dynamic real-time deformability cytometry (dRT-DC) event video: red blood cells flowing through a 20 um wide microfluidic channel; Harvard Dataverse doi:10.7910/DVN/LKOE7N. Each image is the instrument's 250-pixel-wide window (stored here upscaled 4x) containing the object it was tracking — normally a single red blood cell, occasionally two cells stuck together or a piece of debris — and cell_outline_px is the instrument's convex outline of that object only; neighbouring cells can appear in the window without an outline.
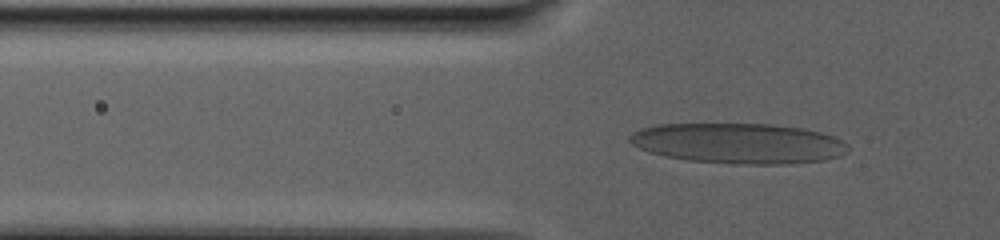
{"species": "human", "species_latin": "Homo sapiens", "temperature_condition": "warm", "stored_images_in_passage": 108, "camera_frame_rate_fps": 3000, "um_per_image_px": 0.085, "donor": {"sex": "male"}, "frame": {"image": 1, "passage_image": 47, "time_ms": 10.333, "image_size_px": [1000, 240], "cell_outline_px": [[848, 152], [840, 156], [824, 160], [788, 164], [736, 164], [688, 160], [664, 156], [648, 152], [632, 144], [628, 140], [628, 136], [632, 132], [640, 128], [656, 124], [772, 124], [800, 128], [820, 132], [832, 136], [848, 144]], "centroid_in_image_um": [62.74, 12.18], "position_along_channel_um": 63.1, "area_um2": 51.56}}
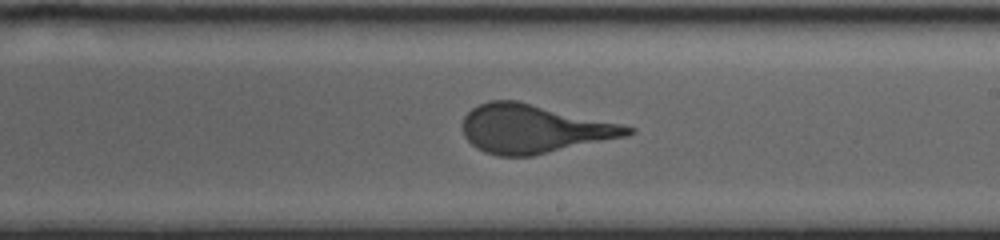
{"frame": {"image": 2, "passage_image": 85, "time_ms": 18.333, "image_size_px": [1000, 240], "cell_outline_px": [[636, 132], [628, 136], [532, 156], [496, 156], [484, 152], [476, 148], [464, 136], [460, 124], [464, 116], [472, 108], [488, 100], [516, 100], [620, 124], [636, 128]], "centroid_in_image_um": [45.34, 10.96], "position_along_channel_um": 243.7, "area_um2": 46.76}}
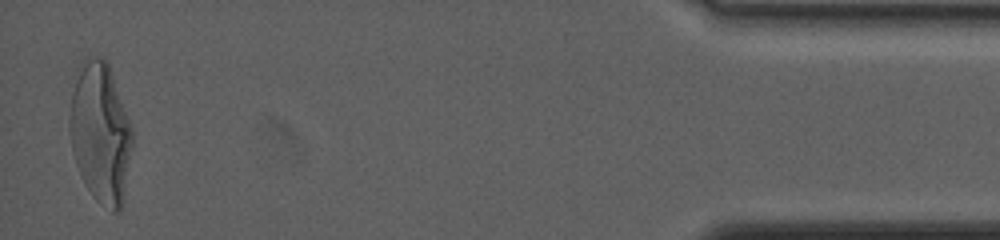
{"frame": {"image": 3, "passage_image": 108, "time_ms": 29.0, "image_size_px": [1000, 240], "cell_outline_px": [[132, 144], [120, 212], [112, 212], [100, 204], [92, 196], [80, 176], [72, 152], [68, 128], [68, 116], [72, 92], [80, 60], [84, 56], [104, 56], [108, 64], [132, 128]], "centroid_in_image_um": [8.49, 11.25], "position_along_channel_um": 426.7, "area_um2": 51.38}, "authors_computed_cell_mechanics": {"area_um2": 49.4768, "velocity_mm_per_s": 2.3816, "shape_relaxation_time_tau1_ms": 8.1672, "shape_relaxation_time_tau2_ms": null, "deformation_change_tau1": 0.2725, "deformation_change_tau2": null}}